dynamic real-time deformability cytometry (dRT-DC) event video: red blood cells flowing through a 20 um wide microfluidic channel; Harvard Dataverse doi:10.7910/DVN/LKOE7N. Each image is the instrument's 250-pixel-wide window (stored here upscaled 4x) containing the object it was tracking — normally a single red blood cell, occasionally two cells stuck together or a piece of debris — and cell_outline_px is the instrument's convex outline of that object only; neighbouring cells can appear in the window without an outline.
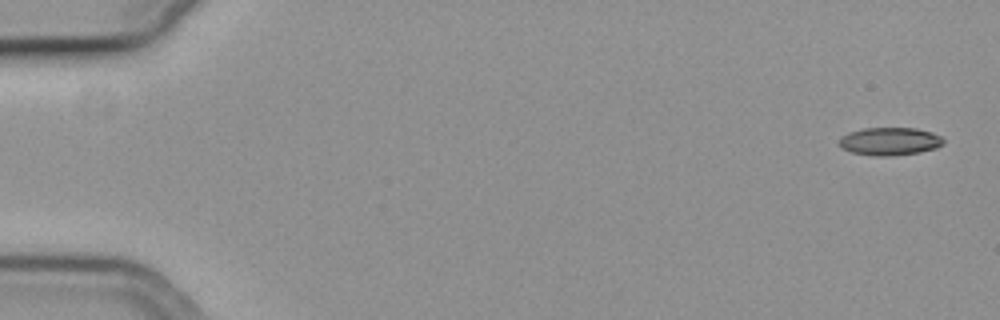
{"species": "common noctule bat (a hibernating species)", "species_latin": "Nyctalus noctula", "temperature_condition": "cold", "stored_images_in_passage": 51, "camera_frame_rate_fps": 3000, "um_per_image_px": 0.085, "animal": {"sex": "female", "body_mass_g": 19.3, "forearm_length_mm": 54.1}, "frame": {"image": 1, "passage_image": 1, "time_ms": 0.0, "image_size_px": [1000, 320], "cell_outline_px": [[944, 144], [936, 148], [920, 152], [892, 156], [872, 156], [852, 152], [840, 148], [840, 136], [848, 132], [864, 128], [916, 128], [932, 132], [940, 136], [944, 140]], "centroid_in_image_um": [75.62, 12.01], "position_along_channel_um": 9.4, "area_um2": 17.11}}
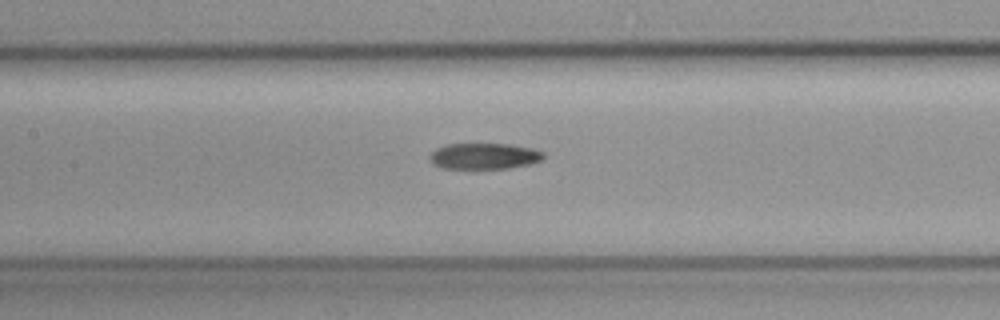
{"frame": {"image": 2, "passage_image": 26, "time_ms": 8.333, "image_size_px": [1000, 320], "cell_outline_px": [[544, 156], [540, 160], [528, 164], [508, 168], [472, 172], [444, 168], [432, 164], [428, 156], [436, 148], [448, 144], [512, 144], [532, 148], [544, 152]], "centroid_in_image_um": [41.09, 13.32], "position_along_channel_um": 166.3, "area_um2": 18.09}}
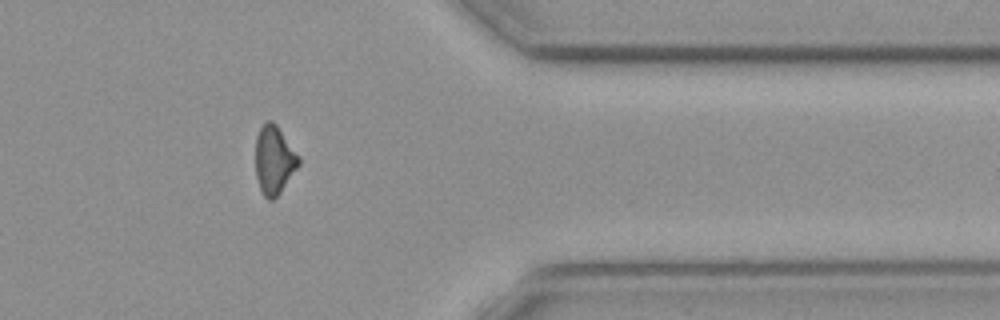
{"frame": {"image": 3, "passage_image": 45, "time_ms": 14.667, "image_size_px": [1000, 320], "cell_outline_px": [[300, 164], [280, 192], [272, 200], [268, 200], [264, 196], [260, 188], [256, 176], [256, 136], [260, 128], [268, 120], [272, 120], [276, 124], [300, 156]], "centroid_in_image_um": [23.31, 13.58], "position_along_channel_um": 388.1, "area_um2": 17.11}}